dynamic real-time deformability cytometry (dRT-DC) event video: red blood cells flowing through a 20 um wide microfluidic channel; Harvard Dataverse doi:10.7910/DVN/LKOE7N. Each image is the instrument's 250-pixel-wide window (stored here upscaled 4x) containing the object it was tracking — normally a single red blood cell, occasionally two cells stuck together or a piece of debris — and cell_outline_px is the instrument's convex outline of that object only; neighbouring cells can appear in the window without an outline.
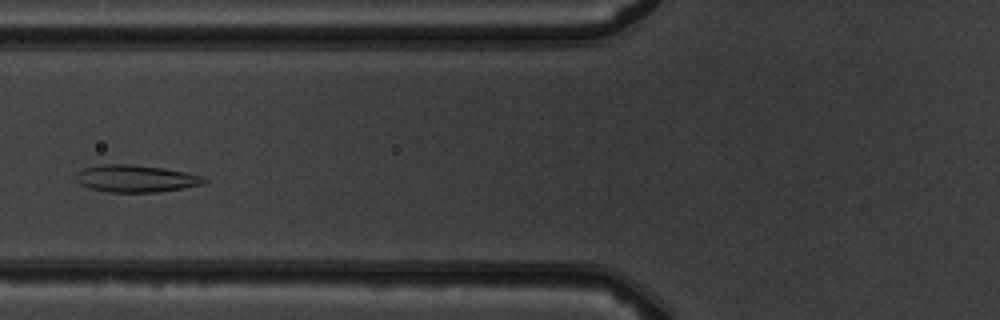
{"species": "common noctule bat (a hibernating species)", "species_latin": "Nyctalus noctula", "temperature_condition": "warm", "stored_images_in_passage": 3, "camera_frame_rate_fps": 3000, "um_per_image_px": 0.085, "animal": {"sex": "male", "body_mass_g": 19.5, "forearm_length_mm": 54.6}, "frame": {"image": 1, "passage_image": 3, "time_ms": 3.0, "image_size_px": [1000, 320], "cell_outline_px": [[208, 180], [200, 184], [184, 188], [156, 192], [108, 192], [88, 188], [72, 180], [72, 176], [76, 172], [84, 168], [100, 164], [132, 164], [164, 168], [188, 172], [204, 176]], "centroid_in_image_um": [11.48, 15.17], "position_along_channel_um": 114.3, "area_um2": 20.69}}